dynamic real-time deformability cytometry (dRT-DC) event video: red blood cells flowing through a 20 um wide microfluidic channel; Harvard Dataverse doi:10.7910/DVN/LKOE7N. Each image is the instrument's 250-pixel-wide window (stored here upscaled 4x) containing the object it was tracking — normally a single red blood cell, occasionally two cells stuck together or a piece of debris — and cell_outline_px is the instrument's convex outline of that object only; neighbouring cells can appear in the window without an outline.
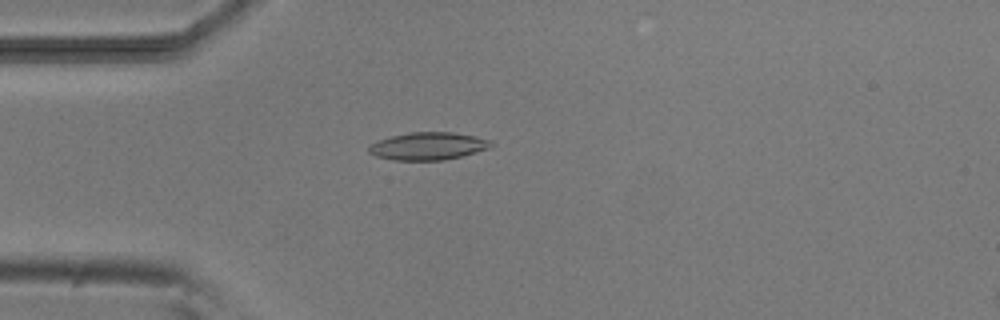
{"species": "common noctule bat (a hibernating species)", "species_latin": "Nyctalus noctula", "temperature_condition": "room temperature", "stored_images_in_passage": 4, "camera_frame_rate_fps": 3000, "um_per_image_px": 0.085, "animal": {"sex": "male", "body_mass_g": 20.5, "forearm_length_mm": 52.5}, "frame": {"image": 1, "passage_image": 2, "time_ms": 1.333, "image_size_px": [1000, 320], "cell_outline_px": [[492, 144], [488, 148], [476, 152], [444, 160], [396, 160], [376, 156], [368, 152], [368, 144], [392, 136], [408, 132], [452, 132], [476, 136], [488, 140]], "centroid_in_image_um": [36.35, 12.41], "position_along_channel_um": 48.7, "area_um2": 19.48}}